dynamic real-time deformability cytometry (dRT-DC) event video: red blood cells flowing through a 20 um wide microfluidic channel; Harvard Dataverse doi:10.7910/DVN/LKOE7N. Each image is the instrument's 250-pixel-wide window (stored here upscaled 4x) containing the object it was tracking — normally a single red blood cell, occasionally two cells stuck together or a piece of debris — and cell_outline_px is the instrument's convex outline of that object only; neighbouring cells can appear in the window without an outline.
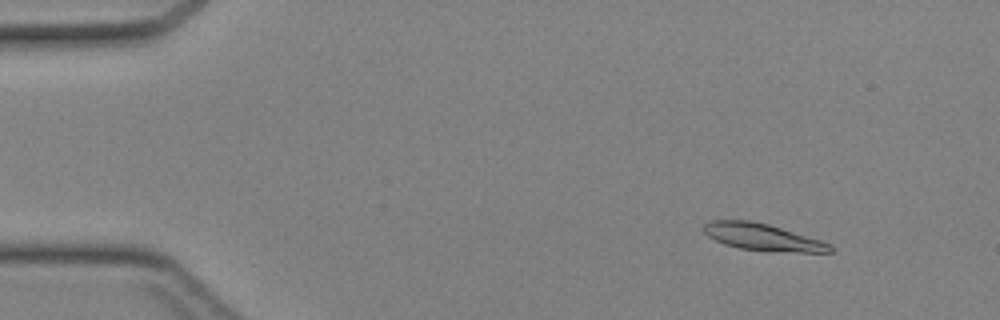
{"species": "Egyptian fruit bat (a non-hibernating species)", "species_latin": "Rousettus aegyptiacus", "temperature_condition": "cold", "stored_images_in_passage": 45, "camera_frame_rate_fps": 3000, "um_per_image_px": 0.085, "animal": {"sex": "female"}, "frame": {"image": 1, "passage_image": 6, "time_ms": 1.667, "image_size_px": [1000, 320], "cell_outline_px": [[832, 252], [768, 252], [740, 248], [724, 244], [708, 236], [700, 228], [708, 220], [748, 220], [768, 224], [820, 240], [832, 244]], "centroid_in_image_um": [64.78, 20.16], "position_along_channel_um": 20.2, "area_um2": 19.94}}
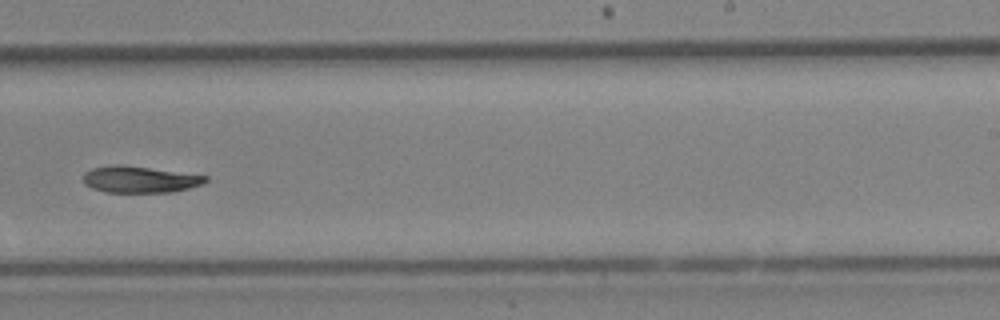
{"frame": {"image": 2, "passage_image": 29, "time_ms": 9.333, "image_size_px": [1000, 320], "cell_outline_px": [[208, 180], [204, 184], [172, 192], [108, 192], [92, 188], [84, 184], [84, 172], [92, 168], [112, 164], [116, 164], [148, 168], [208, 176]], "centroid_in_image_um": [11.87, 15.25], "position_along_channel_um": 277.1, "area_um2": 18.73}}
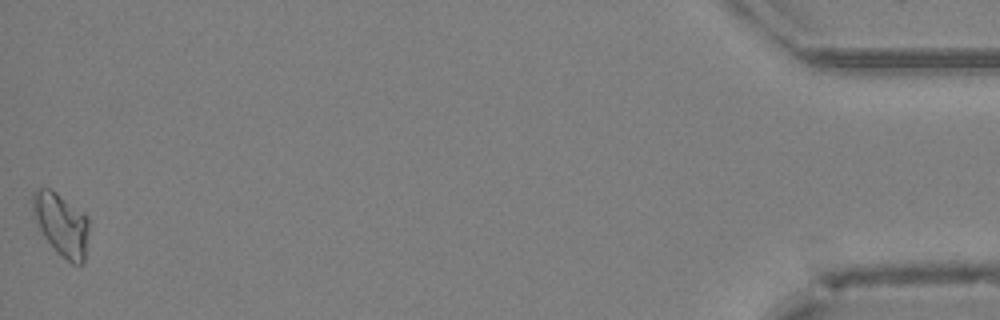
{"frame": {"image": 3, "passage_image": 45, "time_ms": 14.667, "image_size_px": [1000, 320], "cell_outline_px": [[88, 232], [84, 264], [72, 264], [44, 236], [32, 216], [32, 192], [36, 188], [52, 188], [84, 212], [88, 216]], "centroid_in_image_um": [5.21, 19.0], "position_along_channel_um": 430.0, "area_um2": 20.58}}